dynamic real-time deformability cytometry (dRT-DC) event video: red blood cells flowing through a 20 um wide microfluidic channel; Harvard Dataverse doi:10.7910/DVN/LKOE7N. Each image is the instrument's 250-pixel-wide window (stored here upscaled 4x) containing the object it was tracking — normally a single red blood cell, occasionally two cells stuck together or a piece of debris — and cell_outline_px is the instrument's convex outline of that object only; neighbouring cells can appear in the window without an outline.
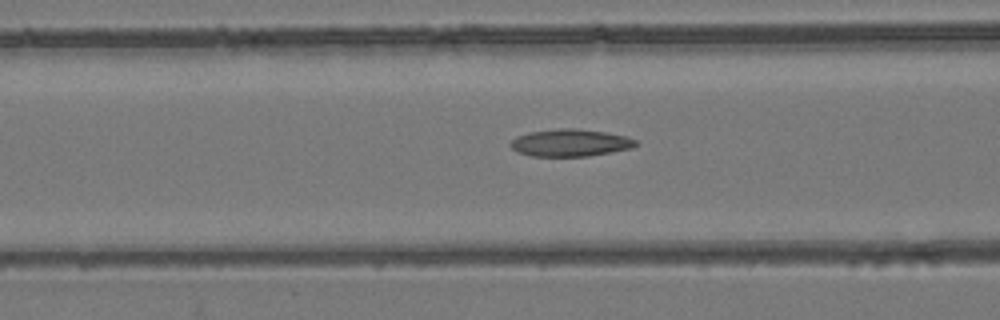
{"species": "common noctule bat (a hibernating species)", "species_latin": "Nyctalus noctula", "temperature_condition": "room temperature", "stored_images_in_passage": 54, "camera_frame_rate_fps": 3000, "um_per_image_px": 0.085, "animal": {"sex": "female", "body_mass_g": 24.6, "forearm_length_mm": 56.2}, "frame": {"image": 1, "passage_image": 22, "time_ms": 7.0, "image_size_px": [1000, 320], "cell_outline_px": [[636, 144], [632, 148], [612, 152], [588, 156], [532, 156], [520, 152], [512, 148], [508, 144], [516, 136], [528, 132], [560, 128], [576, 128], [604, 132], [624, 136], [636, 140]], "centroid_in_image_um": [48.44, 12.13], "position_along_channel_um": 118.2, "area_um2": 19.77}}
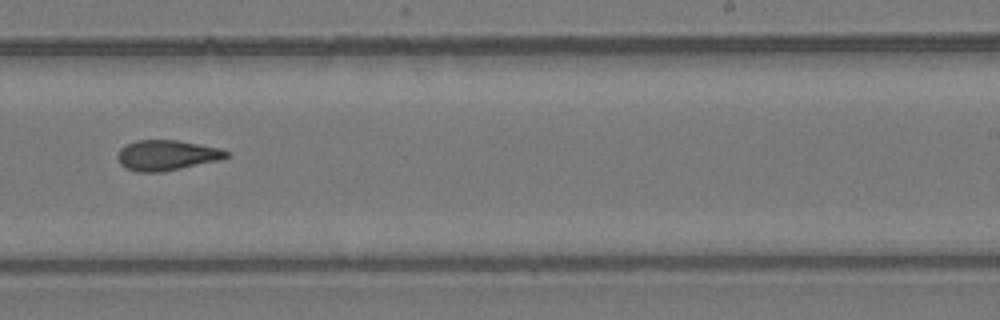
{"frame": {"image": 2, "passage_image": 34, "time_ms": 11.0, "image_size_px": [1000, 320], "cell_outline_px": [[228, 156], [220, 160], [164, 172], [136, 172], [124, 168], [120, 164], [116, 156], [120, 148], [124, 144], [136, 140], [176, 140], [220, 148], [228, 152]], "centroid_in_image_um": [14.11, 13.2], "position_along_channel_um": 274.9, "area_um2": 19.42}}
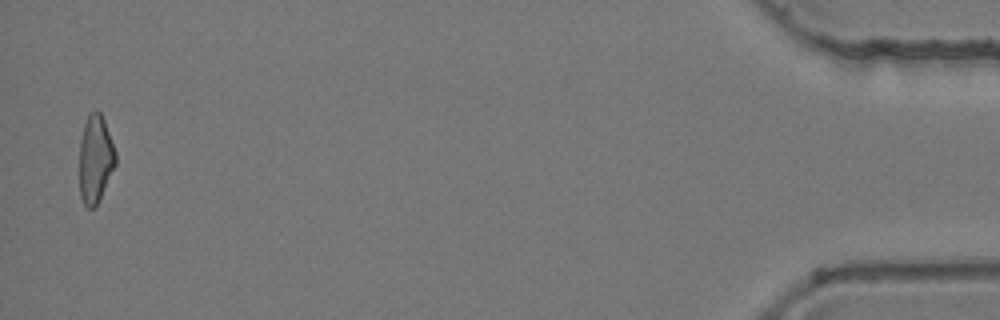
{"frame": {"image": 3, "passage_image": 53, "time_ms": 17.333, "image_size_px": [1000, 320], "cell_outline_px": [[116, 164], [100, 200], [92, 208], [88, 208], [84, 204], [80, 196], [80, 140], [84, 124], [88, 112], [96, 108], [100, 112], [104, 120], [116, 152]], "centroid_in_image_um": [8.11, 13.49], "position_along_channel_um": 427.1, "area_um2": 18.67}, "authors_computed_cell_mechanics": {"area_um2": 19.4497, "velocity_mm_per_s": 3.9218, "shape_relaxation_time_tau1_ms": null, "shape_relaxation_time_tau2_ms": 4.0363, "deformation_change_tau1": null, "deformation_change_tau2": 0.1356}}